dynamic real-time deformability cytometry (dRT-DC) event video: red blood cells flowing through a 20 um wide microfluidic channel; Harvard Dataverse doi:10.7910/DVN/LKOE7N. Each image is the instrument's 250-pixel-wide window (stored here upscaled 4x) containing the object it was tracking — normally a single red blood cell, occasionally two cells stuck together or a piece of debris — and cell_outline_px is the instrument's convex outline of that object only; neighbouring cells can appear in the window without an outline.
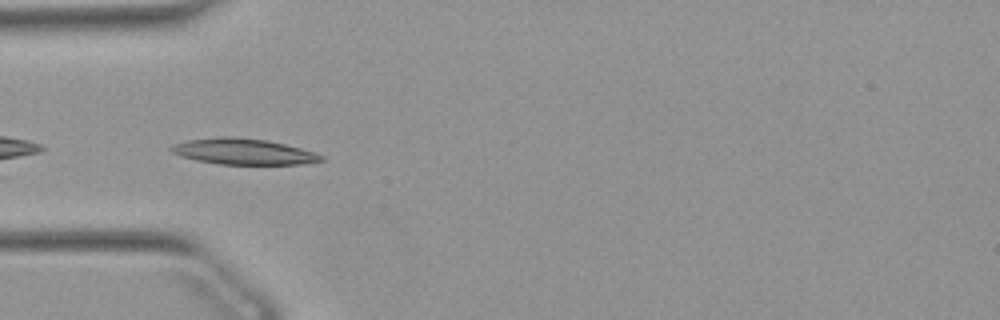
{"species": "Egyptian fruit bat (a non-hibernating species)", "species_latin": "Rousettus aegyptiacus", "temperature_condition": "warm", "stored_images_in_passage": 37, "camera_frame_rate_fps": 3000, "um_per_image_px": 0.085, "animal": {"sex": "female"}, "frame": {"image": 1, "passage_image": 1, "time_ms": 0.0, "image_size_px": [1000, 320], "cell_outline_px": [[324, 160], [300, 164], [220, 164], [196, 160], [180, 156], [172, 152], [168, 148], [172, 144], [188, 140], [224, 136], [232, 136], [264, 140], [284, 144], [316, 152], [324, 156]], "centroid_in_image_um": [20.66, 12.88], "position_along_channel_um": 64.3, "area_um2": 22.54}}
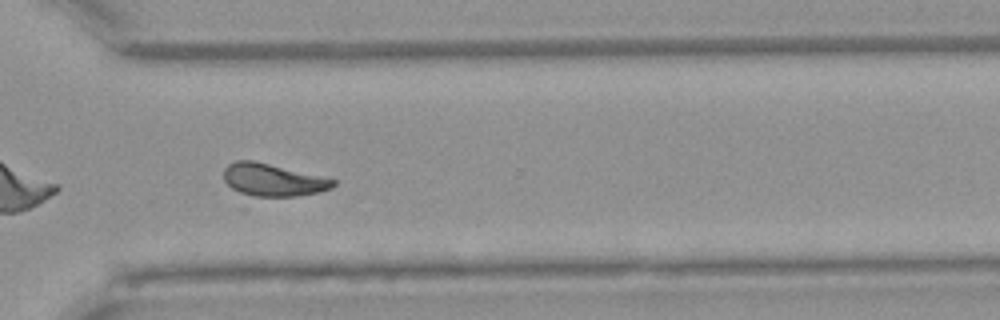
{"frame": {"image": 2, "passage_image": 23, "time_ms": 7.333, "image_size_px": [1000, 320], "cell_outline_px": [[336, 184], [332, 188], [320, 192], [296, 196], [252, 200], [248, 200], [232, 188], [224, 180], [224, 168], [228, 164], [236, 160], [252, 160], [336, 180]], "centroid_in_image_um": [23.12, 15.36], "position_along_channel_um": 347.5, "area_um2": 21.44}}
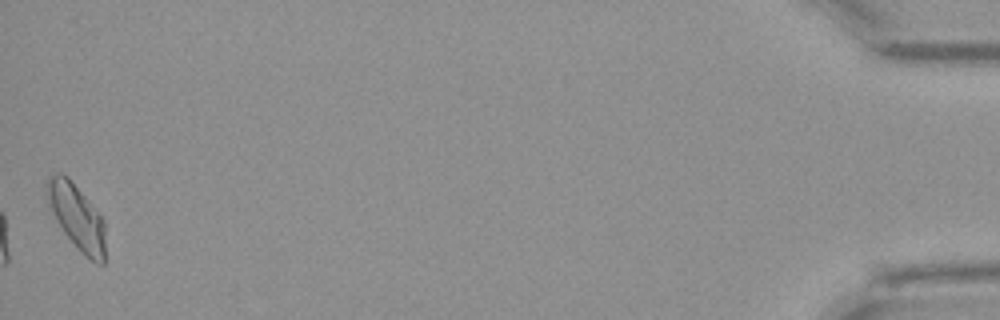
{"frame": {"image": 3, "passage_image": 37, "time_ms": 12.0, "image_size_px": [1000, 320], "cell_outline_px": [[104, 264], [96, 264], [80, 252], [64, 232], [48, 208], [44, 192], [44, 184], [48, 176], [60, 172], [68, 176], [104, 220]], "centroid_in_image_um": [6.45, 18.39], "position_along_channel_um": 428.7, "area_um2": 22.43}}